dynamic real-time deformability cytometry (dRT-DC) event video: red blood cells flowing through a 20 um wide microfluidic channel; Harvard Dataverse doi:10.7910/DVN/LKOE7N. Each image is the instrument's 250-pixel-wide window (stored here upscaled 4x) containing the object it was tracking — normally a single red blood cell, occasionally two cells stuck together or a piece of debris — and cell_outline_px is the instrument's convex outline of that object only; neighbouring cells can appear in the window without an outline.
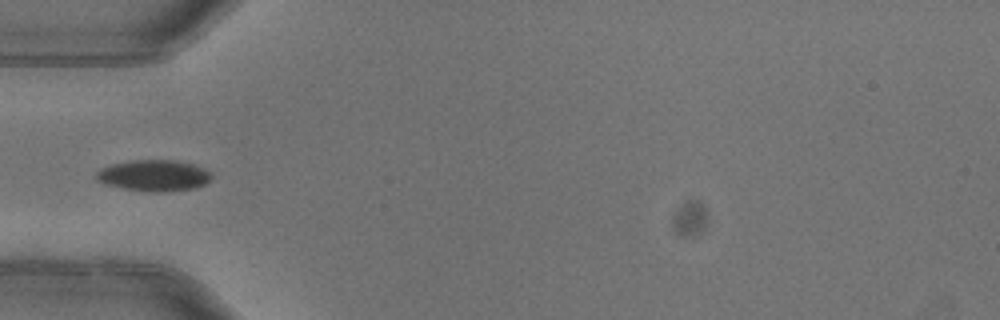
{"species": "common noctule bat (a hibernating species)", "species_latin": "Nyctalus noctula", "temperature_condition": "warm", "stored_images_in_passage": 2, "camera_frame_rate_fps": 3000, "um_per_image_px": 0.085, "animal": {"sex": "female"}, "frame": {"image": 1, "passage_image": 2, "time_ms": 0.333, "image_size_px": [1000, 320], "cell_outline_px": [[212, 176], [204, 184], [196, 188], [164, 192], [148, 192], [120, 188], [104, 184], [96, 180], [96, 172], [100, 168], [112, 164], [132, 160], [172, 160], [192, 164], [208, 172]], "centroid_in_image_um": [13.0, 14.93], "position_along_channel_um": 72.0, "area_um2": 20.92}}